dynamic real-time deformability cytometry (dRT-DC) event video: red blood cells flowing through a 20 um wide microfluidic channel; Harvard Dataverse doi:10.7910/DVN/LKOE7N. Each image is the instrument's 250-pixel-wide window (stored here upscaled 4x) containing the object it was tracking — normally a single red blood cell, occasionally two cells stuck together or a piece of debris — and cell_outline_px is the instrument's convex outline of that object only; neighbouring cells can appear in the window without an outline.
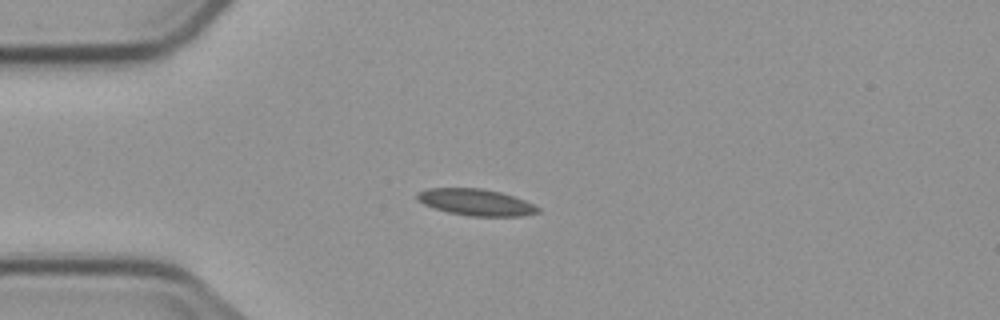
{"species": "common noctule bat (a hibernating species)", "species_latin": "Nyctalus noctula", "temperature_condition": "cold", "stored_images_in_passage": 7, "camera_frame_rate_fps": 3000, "um_per_image_px": 0.085, "animal": {"sex": "male", "body_mass_g": 23.1, "forearm_length_mm": 52.7}, "frame": {"image": 1, "passage_image": 2, "time_ms": 1.333, "image_size_px": [1000, 320], "cell_outline_px": [[540, 212], [524, 216], [468, 216], [448, 212], [432, 208], [416, 200], [416, 192], [428, 188], [480, 188], [500, 192], [524, 200], [540, 208]], "centroid_in_image_um": [40.41, 17.19], "position_along_channel_um": 44.6, "area_um2": 18.79}}
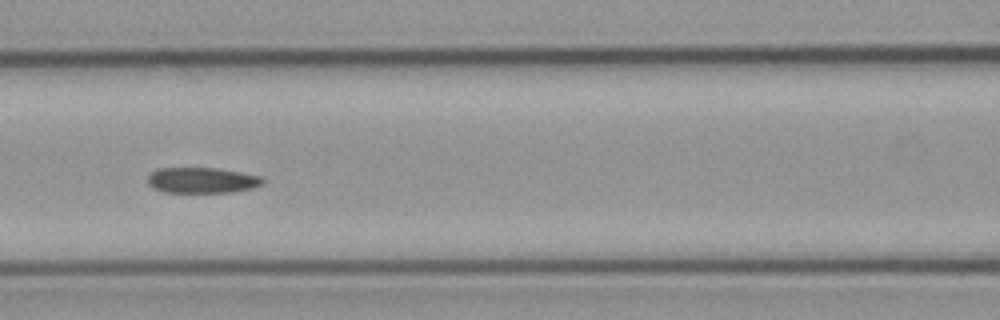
{"frame": {"image": 2, "passage_image": 5, "time_ms": 4.667, "image_size_px": [1000, 320], "cell_outline_px": [[264, 184], [252, 188], [228, 192], [164, 192], [152, 188], [148, 184], [148, 176], [152, 172], [160, 168], [216, 168], [240, 172], [260, 176], [264, 180]], "centroid_in_image_um": [17.16, 15.32], "position_along_channel_um": 149.4, "area_um2": 17.11}}
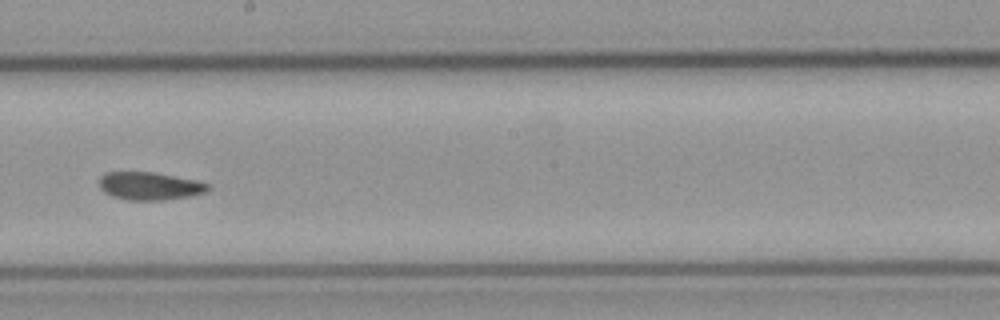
{"frame": {"image": 3, "passage_image": 7, "time_ms": 7.0, "image_size_px": [1000, 320], "cell_outline_px": [[208, 188], [204, 192], [188, 196], [164, 200], [128, 200], [112, 196], [104, 192], [100, 188], [100, 176], [104, 172], [152, 172], [196, 180], [208, 184]], "centroid_in_image_um": [12.66, 15.81], "position_along_channel_um": 235.5, "area_um2": 17.46}}